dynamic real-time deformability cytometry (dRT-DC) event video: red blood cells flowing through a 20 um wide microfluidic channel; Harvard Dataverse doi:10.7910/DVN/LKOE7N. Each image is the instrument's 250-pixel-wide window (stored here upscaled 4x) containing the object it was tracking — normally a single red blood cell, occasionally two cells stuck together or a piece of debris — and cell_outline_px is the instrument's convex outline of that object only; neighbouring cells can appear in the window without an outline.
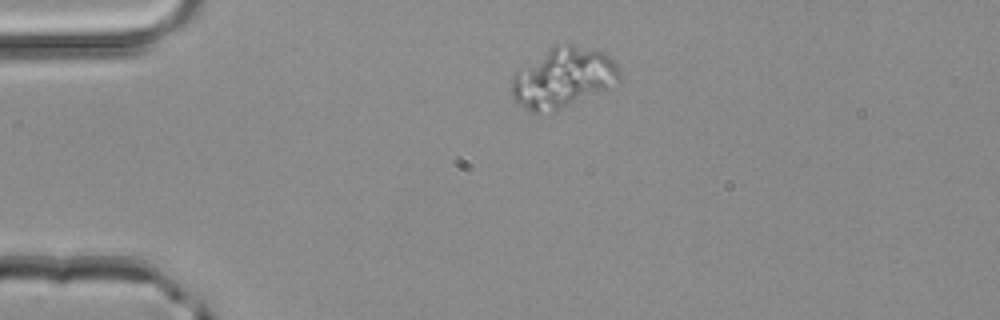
{"species": "common noctule bat (a hibernating species)", "species_latin": "Nyctalus noctula", "temperature_condition": "room temperature", "stored_images_in_passage": 2, "camera_frame_rate_fps": 3000, "um_per_image_px": 0.085, "animal": {"sex": "male", "body_mass_g": 20.4}, "frame": {"image": 1, "passage_image": 1, "time_ms": 0.0, "image_size_px": [1000, 320], "cell_outline_px": [[620, 84], [560, 108], [540, 112], [528, 112], [512, 96], [512, 80], [516, 72], [552, 44], [572, 44], [604, 52], [616, 60], [620, 68]], "centroid_in_image_um": [47.92, 6.57], "position_along_channel_um": 37.1, "area_um2": 37.8}}